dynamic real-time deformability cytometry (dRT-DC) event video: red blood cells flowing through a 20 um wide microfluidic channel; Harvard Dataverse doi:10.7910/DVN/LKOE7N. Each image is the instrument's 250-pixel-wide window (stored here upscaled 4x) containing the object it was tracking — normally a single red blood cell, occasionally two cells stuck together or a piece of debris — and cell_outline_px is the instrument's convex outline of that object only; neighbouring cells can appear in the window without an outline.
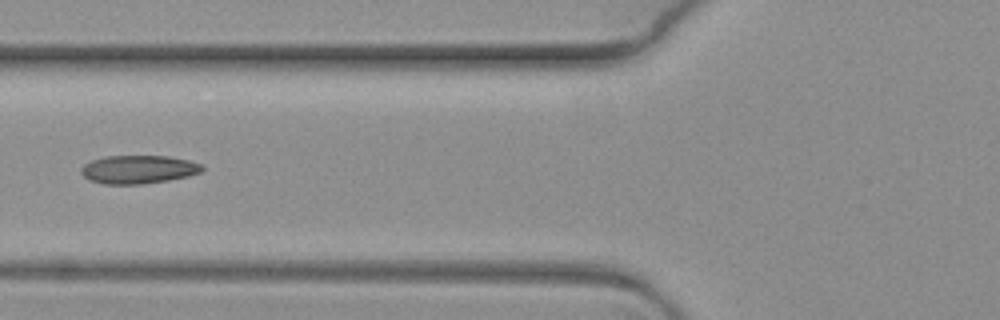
{"species": "common noctule bat (a hibernating species)", "species_latin": "Nyctalus noctula", "temperature_condition": "warm", "stored_images_in_passage": 9, "camera_frame_rate_fps": 3000, "um_per_image_px": 0.085, "animal": {"sex": "female", "body_mass_g": 19.3, "forearm_length_mm": 54.1}, "frame": {"image": 1, "passage_image": 6, "time_ms": 1.667, "image_size_px": [1000, 320], "cell_outline_px": [[204, 168], [200, 172], [188, 176], [168, 180], [144, 184], [104, 184], [88, 180], [80, 172], [80, 168], [84, 164], [92, 160], [104, 156], [168, 156], [188, 160], [204, 164]], "centroid_in_image_um": [11.75, 14.4], "position_along_channel_um": 114.0, "area_um2": 20.11}}
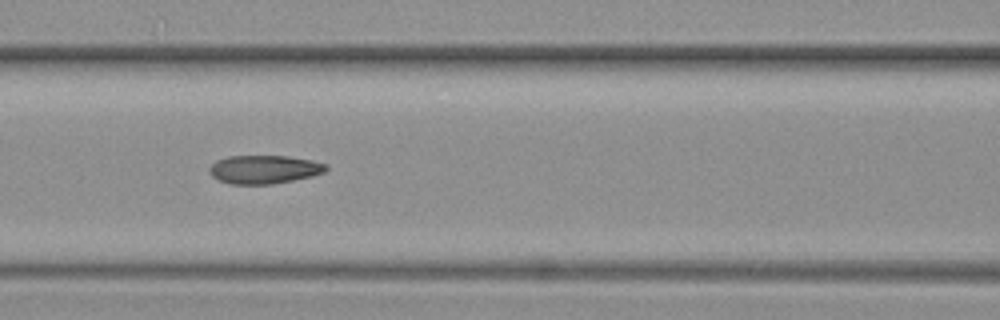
{"frame": {"image": 2, "passage_image": 7, "time_ms": 2.0, "image_size_px": [1000, 320], "cell_outline_px": [[328, 168], [324, 172], [312, 176], [272, 184], [228, 184], [212, 176], [208, 172], [208, 168], [216, 160], [228, 156], [288, 156], [312, 160], [328, 164]], "centroid_in_image_um": [22.44, 14.39], "position_along_channel_um": 144.2, "area_um2": 19.42}}
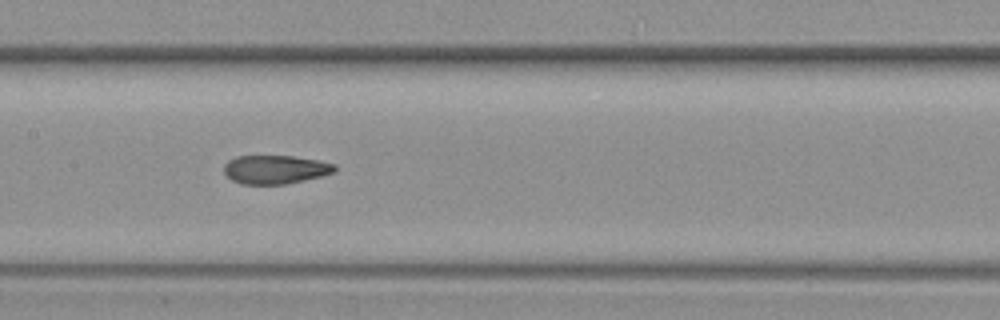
{"frame": {"image": 3, "passage_image": 8, "time_ms": 2.333, "image_size_px": [1000, 320], "cell_outline_px": [[336, 172], [288, 184], [240, 184], [232, 180], [224, 172], [224, 164], [228, 160], [236, 156], [292, 156], [316, 160], [336, 164]], "centroid_in_image_um": [23.39, 14.41], "position_along_channel_um": 184.0, "area_um2": 18.5}}